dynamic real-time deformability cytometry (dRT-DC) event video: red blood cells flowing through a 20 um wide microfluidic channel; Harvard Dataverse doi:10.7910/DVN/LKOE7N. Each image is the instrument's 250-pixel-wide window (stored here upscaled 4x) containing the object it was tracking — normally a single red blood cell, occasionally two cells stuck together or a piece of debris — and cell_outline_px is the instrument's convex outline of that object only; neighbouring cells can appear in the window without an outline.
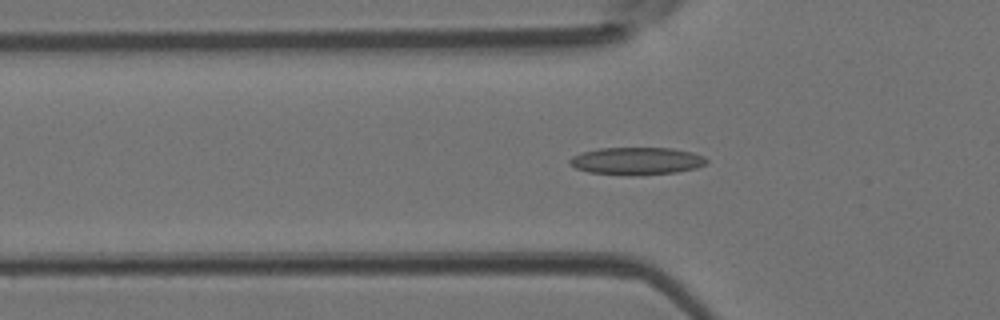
{"species": "Egyptian fruit bat (a non-hibernating species)", "species_latin": "Rousettus aegyptiacus", "temperature_condition": "room temperature", "stored_images_in_passage": 48, "camera_frame_rate_fps": 3000, "um_per_image_px": 0.085, "animal": {"sex": "female"}, "frame": {"image": 1, "passage_image": 16, "time_ms": 5.0, "image_size_px": [1000, 320], "cell_outline_px": [[708, 160], [704, 164], [696, 168], [676, 172], [632, 176], [588, 172], [576, 168], [568, 164], [568, 160], [572, 156], [584, 152], [600, 148], [672, 148], [692, 152], [704, 156]], "centroid_in_image_um": [54.1, 13.69], "position_along_channel_um": 71.7, "area_um2": 21.96}}
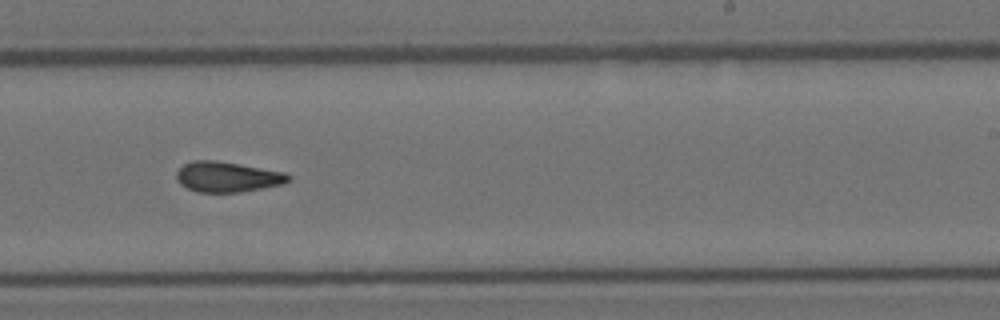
{"frame": {"image": 2, "passage_image": 30, "time_ms": 9.667, "image_size_px": [1000, 320], "cell_outline_px": [[292, 180], [284, 184], [240, 192], [196, 192], [180, 184], [176, 180], [176, 172], [184, 164], [192, 160], [216, 160], [284, 172], [292, 176]], "centroid_in_image_um": [19.33, 15.03], "position_along_channel_um": 269.7, "area_um2": 19.88}}
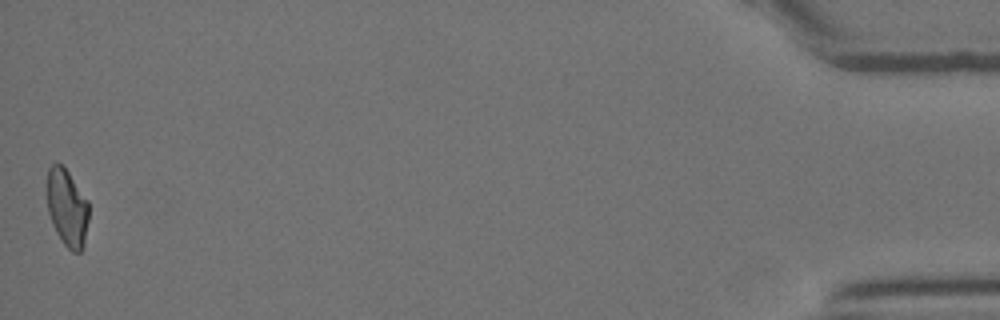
{"frame": {"image": 3, "passage_image": 48, "time_ms": 15.667, "image_size_px": [1000, 320], "cell_outline_px": [[88, 220], [84, 248], [80, 252], [72, 252], [64, 244], [56, 232], [52, 224], [48, 212], [44, 188], [48, 168], [52, 164], [60, 164], [68, 172], [88, 200]], "centroid_in_image_um": [5.67, 17.65], "position_along_channel_um": 429.5, "area_um2": 19.31}, "authors_computed_cell_mechanics": {"area_um2": 19.9121, "velocity_mm_per_s": 4.2312, "shape_relaxation_time_tau1_ms": null, "shape_relaxation_time_tau2_ms": 1.9939, "deformation_change_tau1": null, "deformation_change_tau2": 0.0912}}